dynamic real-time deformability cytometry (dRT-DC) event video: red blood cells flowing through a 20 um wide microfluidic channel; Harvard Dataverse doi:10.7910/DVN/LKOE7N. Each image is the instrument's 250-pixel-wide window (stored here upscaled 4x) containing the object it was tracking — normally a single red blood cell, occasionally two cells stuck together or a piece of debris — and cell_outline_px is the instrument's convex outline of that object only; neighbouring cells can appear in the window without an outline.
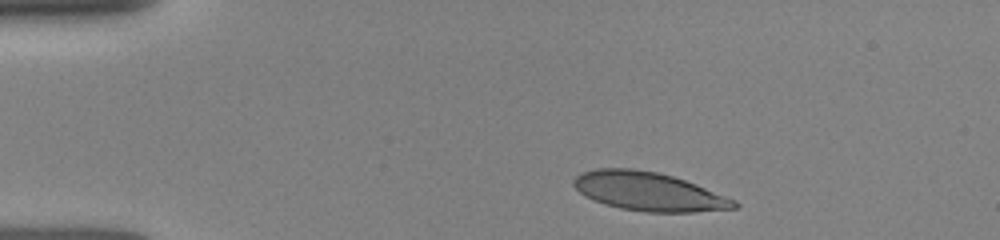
{"species": "human", "species_latin": "Homo sapiens", "temperature_condition": "room temperature", "stored_images_in_passage": 3, "camera_frame_rate_fps": 3000, "um_per_image_px": 0.085, "donor": {"sex": "female"}, "frame": {"image": 1, "passage_image": 1, "time_ms": 0.0, "image_size_px": [1000, 240], "cell_outline_px": [[740, 208], [696, 212], [644, 212], [620, 208], [584, 196], [572, 184], [572, 180], [576, 176], [584, 172], [600, 168], [632, 168], [656, 172], [672, 176], [696, 184], [736, 200], [740, 204]], "centroid_in_image_um": [55.18, 16.28], "position_along_channel_um": 29.8, "area_um2": 36.01}}
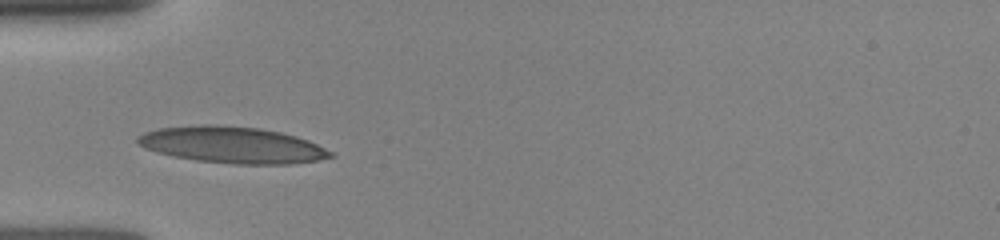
{"frame": {"image": 2, "passage_image": 3, "time_ms": 2.333, "image_size_px": [1000, 240], "cell_outline_px": [[336, 156], [320, 160], [288, 164], [236, 164], [196, 160], [156, 152], [144, 148], [136, 144], [136, 136], [144, 132], [160, 128], [200, 124], [216, 124], [260, 128], [280, 132], [296, 136], [308, 140], [332, 152]], "centroid_in_image_um": [19.71, 12.31], "position_along_channel_um": 65.3, "area_um2": 41.1}}